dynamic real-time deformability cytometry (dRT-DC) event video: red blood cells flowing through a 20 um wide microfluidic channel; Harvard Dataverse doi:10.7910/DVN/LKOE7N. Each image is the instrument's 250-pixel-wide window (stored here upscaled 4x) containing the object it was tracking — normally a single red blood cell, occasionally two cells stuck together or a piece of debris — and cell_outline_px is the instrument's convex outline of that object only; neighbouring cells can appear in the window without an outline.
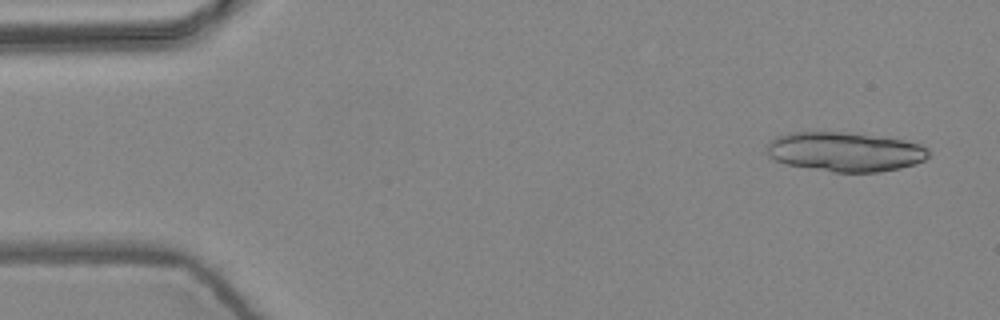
{"species": "common noctule bat (a hibernating species)", "species_latin": "Nyctalus noctula", "temperature_condition": "warm", "stored_images_in_passage": 7, "segment_of_instrument_passage": [1, 2], "camera_frame_rate_fps": 3000, "um_per_image_px": 0.085, "animal": {"sex": "female", "body_mass_g": 24.6, "forearm_length_mm": 56.2}, "frame": {"image": 1, "passage_image": 1, "time_ms": 0.0, "image_size_px": [1000, 320], "cell_outline_px": [[928, 156], [924, 160], [916, 164], [900, 168], [880, 172], [832, 172], [788, 164], [776, 160], [768, 156], [768, 144], [776, 136], [788, 132], [848, 132], [904, 140], [920, 144], [928, 148]], "centroid_in_image_um": [71.85, 12.9], "position_along_channel_um": 13.2, "area_um2": 37.11}}